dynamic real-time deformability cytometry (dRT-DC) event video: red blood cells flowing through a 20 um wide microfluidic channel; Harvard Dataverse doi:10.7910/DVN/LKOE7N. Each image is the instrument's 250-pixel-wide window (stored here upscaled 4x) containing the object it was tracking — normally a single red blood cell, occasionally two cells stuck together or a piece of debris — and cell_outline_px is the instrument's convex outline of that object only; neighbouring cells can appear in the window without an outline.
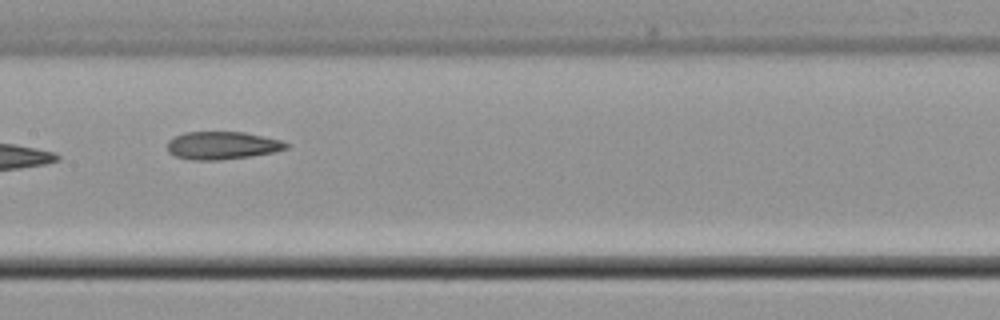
{"species": "common noctule bat (a hibernating species)", "species_latin": "Nyctalus noctula", "temperature_condition": "cold", "stored_images_in_passage": 7, "camera_frame_rate_fps": 3000, "um_per_image_px": 0.085, "animal": {"sex": "male", "body_mass_g": 21.5, "forearm_length_mm": 52.0}, "frame": {"image": 1, "passage_image": 6, "time_ms": 6.333, "image_size_px": [1000, 320], "cell_outline_px": [[288, 148], [272, 152], [252, 156], [220, 160], [192, 160], [176, 156], [168, 152], [168, 140], [184, 132], [244, 132], [280, 140], [288, 144]], "centroid_in_image_um": [18.87, 12.36], "position_along_channel_um": 188.5, "area_um2": 19.13}}
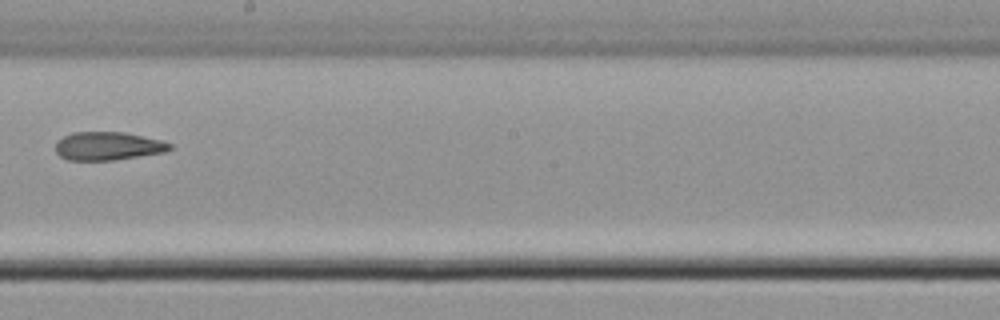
{"frame": {"image": 2, "passage_image": 7, "time_ms": 7.667, "image_size_px": [1000, 320], "cell_outline_px": [[172, 148], [164, 152], [116, 160], [68, 160], [60, 156], [56, 152], [56, 140], [72, 132], [124, 132], [164, 140], [172, 144]], "centroid_in_image_um": [9.19, 12.41], "position_along_channel_um": 239.0, "area_um2": 19.02}}